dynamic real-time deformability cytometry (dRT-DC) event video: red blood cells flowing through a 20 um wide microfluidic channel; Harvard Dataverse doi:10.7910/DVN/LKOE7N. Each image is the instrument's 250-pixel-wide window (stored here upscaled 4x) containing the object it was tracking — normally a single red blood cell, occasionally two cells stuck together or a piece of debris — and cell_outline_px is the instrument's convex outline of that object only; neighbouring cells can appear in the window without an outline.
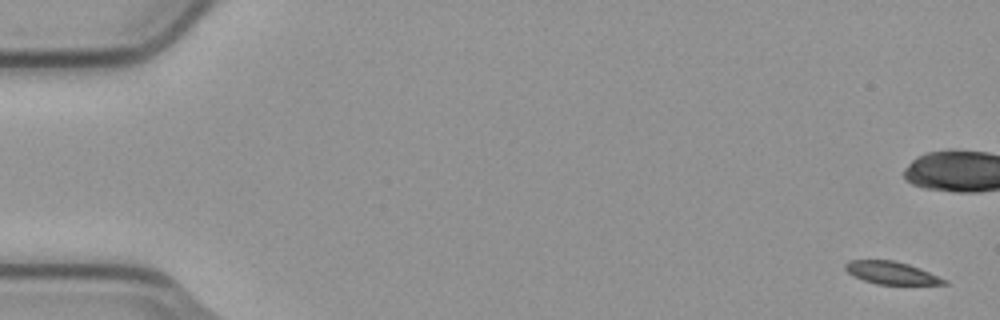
{"species": "common noctule bat (a hibernating species)", "species_latin": "Nyctalus noctula", "temperature_condition": "cold", "stored_images_in_passage": 5, "camera_frame_rate_fps": 3000, "um_per_image_px": 0.085, "animal": {"sex": "male", "body_mass_g": 23.1, "forearm_length_mm": 52.7}, "frame": {"image": 1, "passage_image": 1, "time_ms": 0.0, "image_size_px": [1000, 320], "cell_outline_px": [[948, 284], [876, 284], [864, 280], [848, 272], [844, 268], [844, 264], [848, 260], [892, 260], [908, 264], [920, 268], [948, 280]], "centroid_in_image_um": [75.78, 23.18], "position_along_channel_um": 9.2, "area_um2": 12.89}}